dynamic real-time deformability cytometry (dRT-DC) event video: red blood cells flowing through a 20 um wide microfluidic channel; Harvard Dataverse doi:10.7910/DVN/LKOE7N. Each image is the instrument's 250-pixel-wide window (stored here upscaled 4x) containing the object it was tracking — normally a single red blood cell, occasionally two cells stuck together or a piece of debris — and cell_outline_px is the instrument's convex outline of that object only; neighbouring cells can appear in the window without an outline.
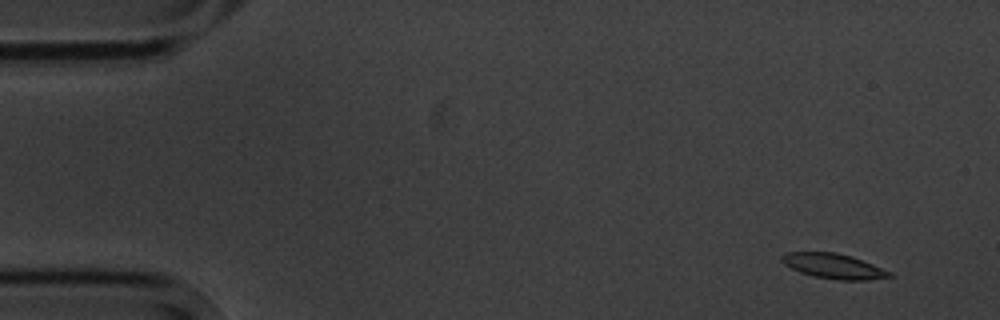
{"species": "common noctule bat (a hibernating species)", "species_latin": "Nyctalus noctula", "temperature_condition": "cold", "stored_images_in_passage": 4, "camera_frame_rate_fps": 3000, "um_per_image_px": 0.085, "animal": {"sex": "male", "body_mass_g": 20.1, "forearm_length_mm": 53.5}, "frame": {"image": 1, "passage_image": 1, "time_ms": 0.0, "image_size_px": [1000, 320], "cell_outline_px": [[892, 276], [868, 280], [840, 280], [812, 276], [800, 272], [784, 264], [780, 260], [780, 256], [788, 252], [836, 252], [852, 256], [892, 272]], "centroid_in_image_um": [70.84, 22.61], "position_along_channel_um": 14.2, "area_um2": 15.66}}